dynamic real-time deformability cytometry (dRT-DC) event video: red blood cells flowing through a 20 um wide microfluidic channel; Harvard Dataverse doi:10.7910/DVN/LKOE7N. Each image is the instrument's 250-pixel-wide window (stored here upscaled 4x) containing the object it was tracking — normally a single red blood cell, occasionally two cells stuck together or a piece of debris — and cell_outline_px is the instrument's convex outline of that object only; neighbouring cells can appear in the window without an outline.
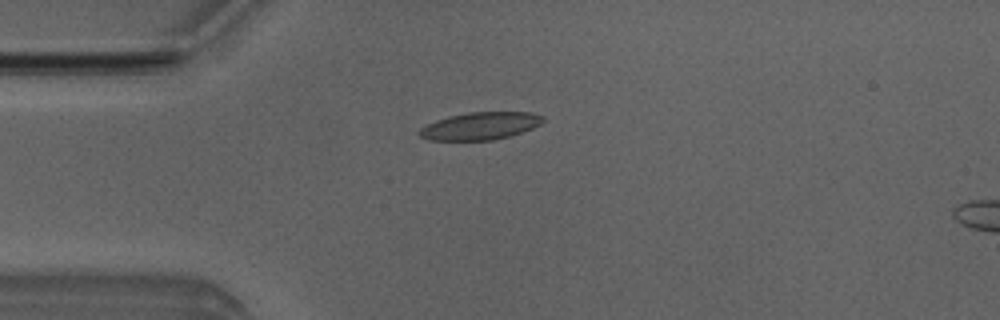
{"species": "Egyptian fruit bat (a non-hibernating species)", "species_latin": "Rousettus aegyptiacus", "temperature_condition": "room temperature", "stored_images_in_passage": 7, "camera_frame_rate_fps": 3000, "um_per_image_px": 0.085, "animal": {"sex": "male"}, "frame": {"image": 1, "passage_image": 5, "time_ms": 5.667, "image_size_px": [1000, 320], "cell_outline_px": [[544, 120], [540, 124], [532, 128], [508, 136], [492, 140], [428, 140], [420, 136], [420, 128], [436, 120], [448, 116], [468, 112], [532, 112], [544, 116]], "centroid_in_image_um": [40.83, 10.69], "position_along_channel_um": 44.2, "area_um2": 19.65}}